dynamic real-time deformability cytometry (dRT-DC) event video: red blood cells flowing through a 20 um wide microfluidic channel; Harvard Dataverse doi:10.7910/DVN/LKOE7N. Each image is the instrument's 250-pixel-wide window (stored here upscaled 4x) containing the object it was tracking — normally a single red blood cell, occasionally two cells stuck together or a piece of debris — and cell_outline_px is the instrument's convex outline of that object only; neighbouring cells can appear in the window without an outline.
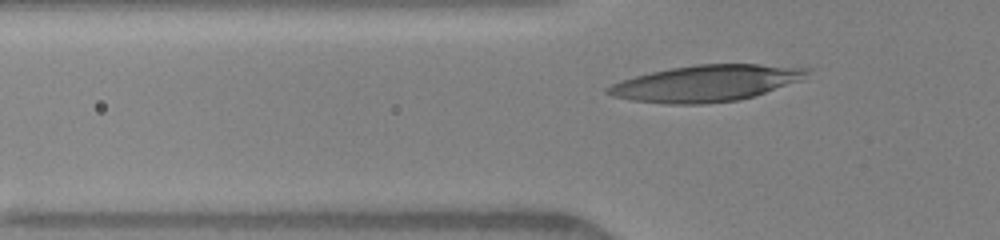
{"species": "human", "species_latin": "Homo sapiens", "temperature_condition": "warm", "stored_images_in_passage": 6, "segment_of_instrument_passage": [2, 2], "camera_frame_rate_fps": 3000, "um_per_image_px": 0.085, "donor": {"sex": "female"}, "frame": {"image": 1, "passage_image": 6, "time_ms": 3.333, "image_size_px": [1000, 240], "cell_outline_px": [[812, 68], [800, 80], [756, 96], [740, 100], [704, 104], [664, 104], [632, 100], [612, 96], [604, 92], [604, 88], [620, 80], [652, 72], [672, 68], [696, 64], [760, 64]], "centroid_in_image_um": [59.99, 7.09], "position_along_channel_um": 65.8, "area_um2": 42.25}}